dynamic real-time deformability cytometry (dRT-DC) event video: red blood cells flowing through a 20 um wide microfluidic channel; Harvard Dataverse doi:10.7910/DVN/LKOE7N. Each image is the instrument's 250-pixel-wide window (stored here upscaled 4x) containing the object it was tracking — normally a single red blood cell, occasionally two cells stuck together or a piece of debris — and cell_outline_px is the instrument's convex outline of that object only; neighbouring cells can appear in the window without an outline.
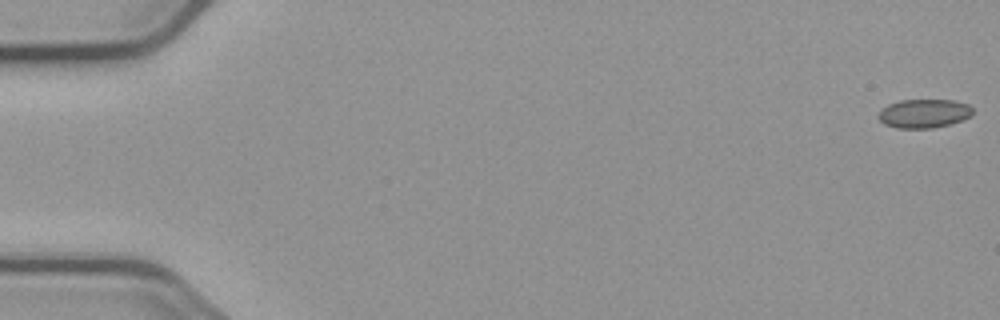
{"species": "common noctule bat (a hibernating species)", "species_latin": "Nyctalus noctula", "temperature_condition": "cold", "stored_images_in_passage": 6, "camera_frame_rate_fps": 3000, "um_per_image_px": 0.085, "animal": {"sex": "male", "body_mass_g": 23.1, "forearm_length_mm": 52.7}, "frame": {"image": 1, "passage_image": 1, "time_ms": 0.0, "image_size_px": [1000, 320], "cell_outline_px": [[972, 116], [948, 124], [932, 128], [896, 128], [884, 124], [876, 116], [888, 104], [900, 100], [952, 100], [968, 104], [972, 108]], "centroid_in_image_um": [78.52, 9.64], "position_along_channel_um": 6.5, "area_um2": 15.72}}
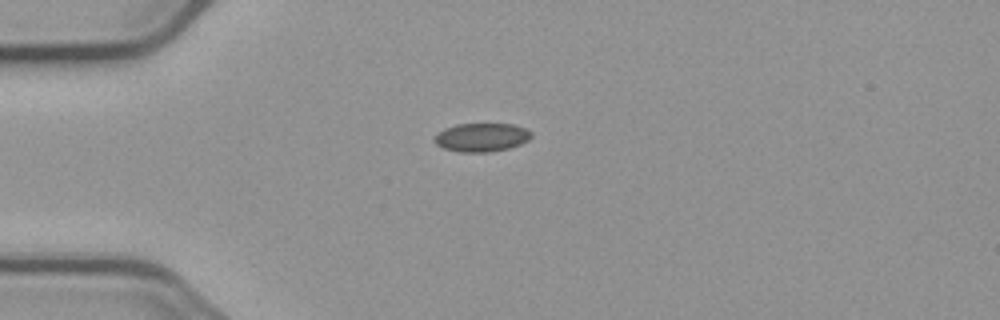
{"frame": {"image": 2, "passage_image": 5, "time_ms": 4.667, "image_size_px": [1000, 320], "cell_outline_px": [[532, 136], [528, 140], [520, 144], [508, 148], [488, 152], [460, 152], [444, 148], [436, 144], [432, 140], [436, 132], [444, 128], [456, 124], [512, 124], [524, 128], [532, 132]], "centroid_in_image_um": [40.89, 11.67], "position_along_channel_um": 44.1, "area_um2": 16.18}}